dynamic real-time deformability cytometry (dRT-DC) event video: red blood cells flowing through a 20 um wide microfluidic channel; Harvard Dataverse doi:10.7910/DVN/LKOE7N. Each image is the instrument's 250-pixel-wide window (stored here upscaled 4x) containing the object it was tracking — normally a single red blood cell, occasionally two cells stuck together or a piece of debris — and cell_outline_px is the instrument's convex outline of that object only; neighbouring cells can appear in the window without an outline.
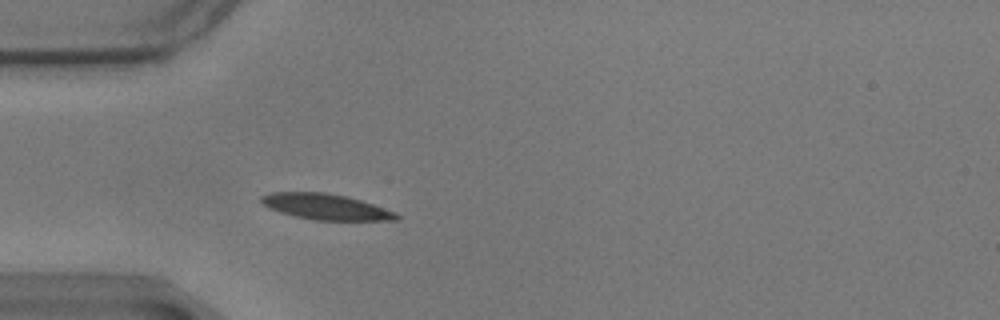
{"species": "common noctule bat (a hibernating species)", "species_latin": "Nyctalus noctula", "temperature_condition": "warm", "stored_images_in_passage": 42, "camera_frame_rate_fps": 3000, "um_per_image_px": 0.085, "animal": {"sex": "male", "body_mass_g": 17.9}, "frame": {"image": 1, "passage_image": 1, "time_ms": 0.0, "image_size_px": [1000, 320], "cell_outline_px": [[400, 220], [312, 220], [280, 212], [268, 208], [260, 200], [260, 196], [272, 192], [324, 192], [344, 196], [360, 200], [396, 212], [400, 216]], "centroid_in_image_um": [27.68, 17.58], "position_along_channel_um": 57.3, "area_um2": 20.17}}
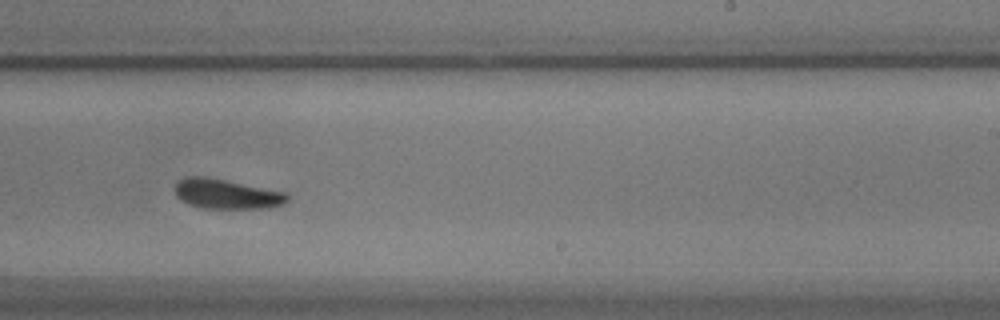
{"frame": {"image": 2, "passage_image": 20, "time_ms": 6.333, "image_size_px": [1000, 320], "cell_outline_px": [[288, 200], [284, 204], [268, 208], [200, 208], [188, 204], [180, 200], [176, 196], [176, 184], [180, 180], [188, 176], [204, 176], [284, 192], [288, 196]], "centroid_in_image_um": [19.23, 16.5], "position_along_channel_um": 269.8, "area_um2": 19.25}}
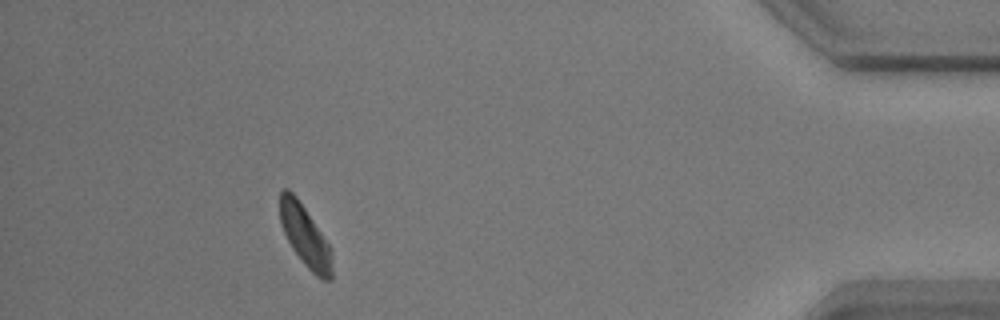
{"frame": {"image": 3, "passage_image": 37, "time_ms": 12.0, "image_size_px": [1000, 320], "cell_outline_px": [[332, 280], [324, 280], [316, 276], [304, 264], [292, 248], [280, 224], [280, 192], [284, 188], [288, 188], [296, 196], [328, 244], [332, 268]], "centroid_in_image_um": [25.89, 20.06], "position_along_channel_um": 409.3, "area_um2": 18.03}, "authors_computed_cell_mechanics": {"area_um2": 19.5075, "velocity_mm_per_s": 3.4277, "shape_relaxation_time_tau1_ms": 2.8977, "shape_relaxation_time_tau2_ms": 2.565, "deformation_change_tau1": 0.1089, "deformation_change_tau2": 0.0973}}